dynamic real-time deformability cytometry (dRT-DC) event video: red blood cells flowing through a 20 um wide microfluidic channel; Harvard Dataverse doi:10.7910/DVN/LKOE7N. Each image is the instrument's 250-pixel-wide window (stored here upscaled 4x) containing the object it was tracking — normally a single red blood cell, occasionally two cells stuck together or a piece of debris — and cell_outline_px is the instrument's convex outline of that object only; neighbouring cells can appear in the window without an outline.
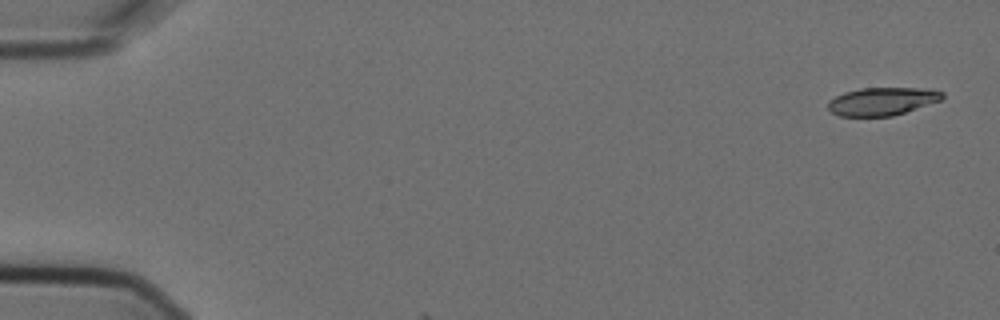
{"species": "Egyptian fruit bat (a non-hibernating species)", "species_latin": "Rousettus aegyptiacus", "temperature_condition": "cold", "stored_images_in_passage": 4, "camera_frame_rate_fps": 3000, "um_per_image_px": 0.085, "animal": {"sex": "female"}, "frame": {"image": 1, "passage_image": 1, "time_ms": 0.0, "image_size_px": [1000, 320], "cell_outline_px": [[944, 96], [940, 100], [892, 116], [840, 116], [832, 112], [828, 108], [828, 100], [844, 92], [860, 88], [932, 88], [944, 92]], "centroid_in_image_um": [74.98, 8.6], "position_along_channel_um": 10.0, "area_um2": 18.55}}